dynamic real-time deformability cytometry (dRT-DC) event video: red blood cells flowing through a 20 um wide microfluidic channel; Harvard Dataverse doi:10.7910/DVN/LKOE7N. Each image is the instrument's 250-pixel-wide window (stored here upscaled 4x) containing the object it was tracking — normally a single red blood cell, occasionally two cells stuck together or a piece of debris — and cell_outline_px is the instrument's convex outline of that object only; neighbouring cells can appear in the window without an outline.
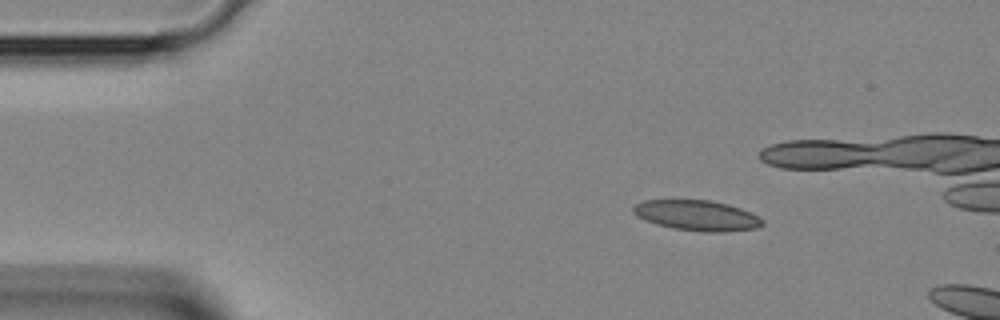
{"species": "Egyptian fruit bat (a non-hibernating species)", "species_latin": "Rousettus aegyptiacus", "temperature_condition": "room temperature", "stored_images_in_passage": 3, "camera_frame_rate_fps": 3000, "um_per_image_px": 0.085, "animal": {"sex": "female"}, "frame": {"image": 1, "passage_image": 1, "time_ms": 0.0, "image_size_px": [1000, 320], "cell_outline_px": [[764, 224], [760, 228], [724, 232], [704, 232], [672, 228], [656, 224], [644, 220], [636, 216], [632, 212], [632, 208], [636, 204], [644, 200], [708, 200], [728, 204], [740, 208], [760, 216], [764, 220]], "centroid_in_image_um": [59.27, 18.32], "position_along_channel_um": 25.7, "area_um2": 23.12}}